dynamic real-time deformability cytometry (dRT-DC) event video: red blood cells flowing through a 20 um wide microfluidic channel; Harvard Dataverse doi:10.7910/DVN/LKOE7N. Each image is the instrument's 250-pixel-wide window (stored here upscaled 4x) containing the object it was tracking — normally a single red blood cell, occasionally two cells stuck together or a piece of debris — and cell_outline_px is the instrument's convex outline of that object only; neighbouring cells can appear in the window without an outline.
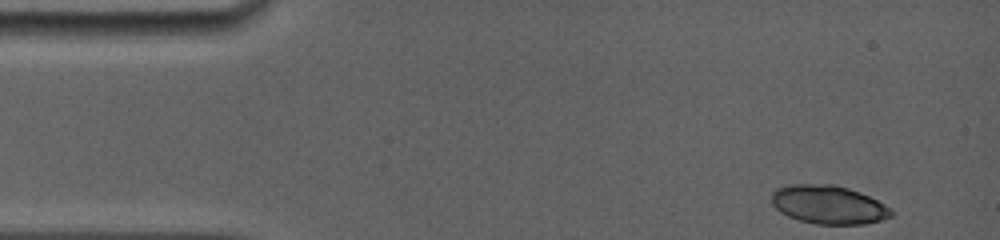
{"species": "common noctule bat (a hibernating species)", "species_latin": "Nyctalus noctula", "temperature_condition": "room temperature", "stored_images_in_passage": 10, "camera_frame_rate_fps": 5000, "um_per_image_px": 0.085, "animal": {"sex": "female", "body_mass_g": 19.0, "forearm_length_mm": 56.7}, "frame": {"image": 1, "passage_image": 1, "time_ms": 0.0, "image_size_px": [1000, 240], "cell_outline_px": [[892, 216], [880, 220], [864, 224], [816, 224], [800, 220], [788, 216], [780, 212], [772, 204], [772, 192], [776, 188], [792, 184], [836, 184], [860, 192], [876, 200], [888, 208], [892, 212]], "centroid_in_image_um": [70.38, 17.39], "position_along_channel_um": 14.6, "area_um2": 26.7}}